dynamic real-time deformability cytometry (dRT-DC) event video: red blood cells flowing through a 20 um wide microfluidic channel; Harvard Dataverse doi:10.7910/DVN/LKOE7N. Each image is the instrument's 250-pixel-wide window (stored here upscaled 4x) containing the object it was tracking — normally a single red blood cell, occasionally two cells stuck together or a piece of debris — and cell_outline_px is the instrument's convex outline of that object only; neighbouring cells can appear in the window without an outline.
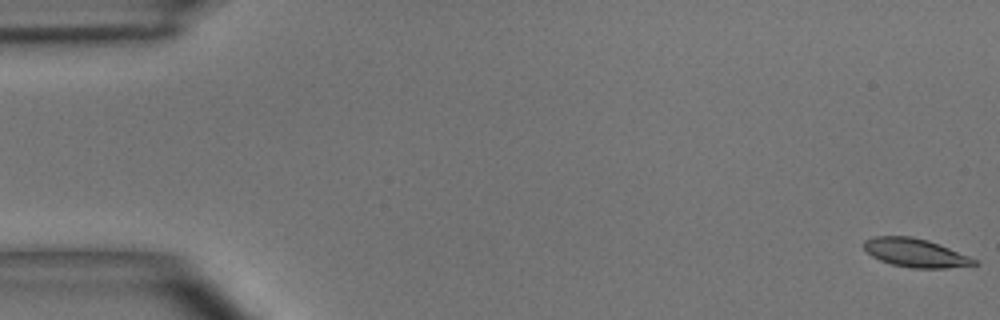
{"species": "common noctule bat (a hibernating species)", "species_latin": "Nyctalus noctula", "temperature_condition": "room temperature", "stored_images_in_passage": 12, "camera_frame_rate_fps": 3000, "um_per_image_px": 0.085, "animal": {"sex": "male", "body_mass_g": 15.6}, "frame": {"image": 1, "passage_image": 1, "time_ms": 0.0, "image_size_px": [1000, 320], "cell_outline_px": [[980, 264], [944, 268], [912, 268], [892, 264], [880, 260], [872, 256], [864, 248], [864, 240], [872, 236], [912, 236], [928, 240], [968, 256], [976, 260]], "centroid_in_image_um": [77.78, 21.48], "position_along_channel_um": 7.2, "area_um2": 18.15}}